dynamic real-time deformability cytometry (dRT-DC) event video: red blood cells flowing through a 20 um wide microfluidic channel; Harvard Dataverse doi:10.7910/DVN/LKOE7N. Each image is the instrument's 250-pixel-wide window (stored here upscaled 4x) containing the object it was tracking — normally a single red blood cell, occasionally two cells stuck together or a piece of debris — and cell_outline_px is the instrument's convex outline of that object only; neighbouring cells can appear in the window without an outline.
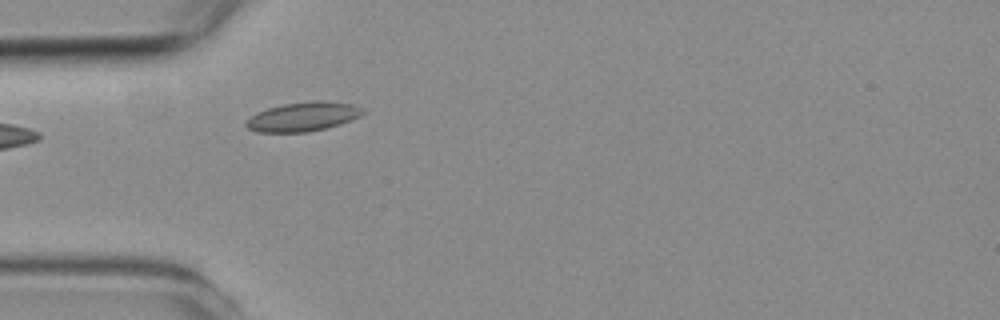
{"species": "common noctule bat (a hibernating species)", "species_latin": "Nyctalus noctula", "temperature_condition": "room temperature", "stored_images_in_passage": 4, "camera_frame_rate_fps": 3000, "um_per_image_px": 0.085, "animal": {"sex": "female", "body_mass_g": 19.3, "forearm_length_mm": 54.1}, "frame": {"image": 1, "passage_image": 4, "time_ms": 3.333, "image_size_px": [1000, 320], "cell_outline_px": [[364, 112], [360, 116], [340, 124], [308, 132], [256, 132], [248, 128], [244, 124], [244, 120], [256, 112], [268, 108], [284, 104], [316, 100], [320, 100], [352, 104], [364, 108]], "centroid_in_image_um": [25.72, 9.91], "position_along_channel_um": 59.3, "area_um2": 19.88}}